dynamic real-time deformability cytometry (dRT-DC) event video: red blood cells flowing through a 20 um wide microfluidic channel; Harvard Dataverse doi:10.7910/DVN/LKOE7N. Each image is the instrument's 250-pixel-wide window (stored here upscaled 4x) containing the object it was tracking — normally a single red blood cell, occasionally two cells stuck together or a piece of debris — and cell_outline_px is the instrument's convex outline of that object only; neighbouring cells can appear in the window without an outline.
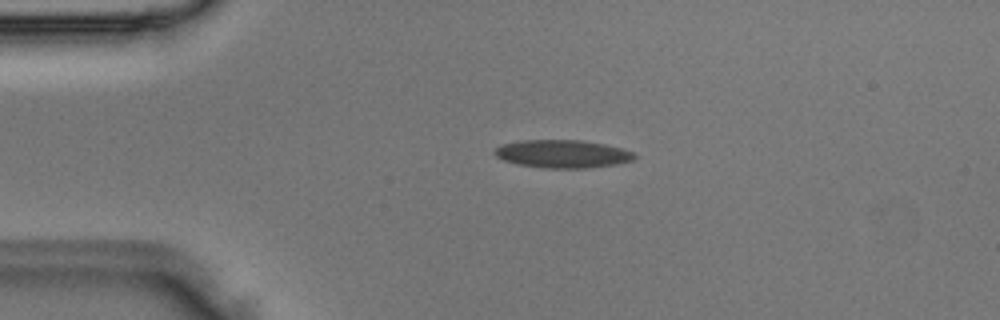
{"species": "Egyptian fruit bat (a non-hibernating species)", "species_latin": "Rousettus aegyptiacus", "temperature_condition": "room temperature", "stored_images_in_passage": 3, "camera_frame_rate_fps": 3000, "um_per_image_px": 0.085, "animal": {"sex": "male"}, "frame": {"image": 1, "passage_image": 2, "time_ms": 0.333, "image_size_px": [1000, 320], "cell_outline_px": [[636, 156], [632, 160], [616, 164], [588, 168], [544, 168], [516, 164], [504, 160], [496, 156], [492, 152], [500, 144], [524, 140], [584, 140], [624, 148], [636, 152]], "centroid_in_image_um": [47.83, 13.07], "position_along_channel_um": 37.2, "area_um2": 23.0}}